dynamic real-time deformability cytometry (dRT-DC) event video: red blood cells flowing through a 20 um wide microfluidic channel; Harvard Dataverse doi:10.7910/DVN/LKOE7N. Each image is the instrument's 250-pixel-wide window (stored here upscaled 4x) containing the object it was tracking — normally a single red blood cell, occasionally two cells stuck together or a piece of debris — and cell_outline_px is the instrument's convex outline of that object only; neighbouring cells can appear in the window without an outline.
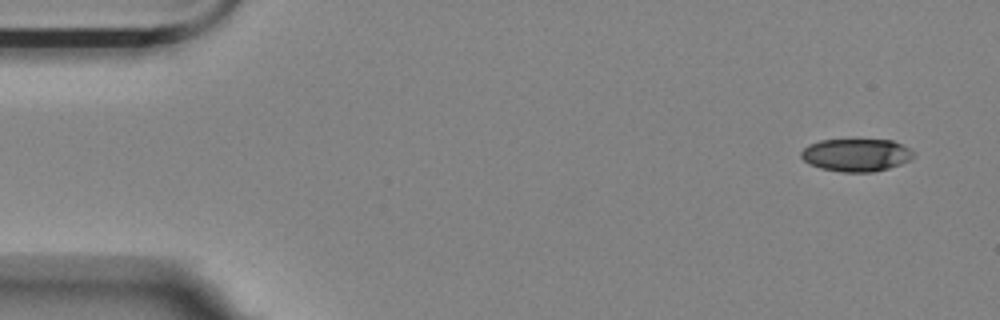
{"species": "Egyptian fruit bat (a non-hibernating species)", "species_latin": "Rousettus aegyptiacus", "temperature_condition": "room temperature", "stored_images_in_passage": 4, "camera_frame_rate_fps": 3000, "um_per_image_px": 0.085, "animal": {"sex": "female"}, "frame": {"image": 1, "passage_image": 1, "time_ms": 0.0, "image_size_px": [1000, 320], "cell_outline_px": [[916, 156], [900, 164], [888, 168], [872, 172], [840, 172], [820, 168], [808, 164], [800, 156], [800, 152], [804, 148], [820, 140], [892, 140], [908, 148]], "centroid_in_image_um": [72.75, 13.18], "position_along_channel_um": 12.2, "area_um2": 21.27}}
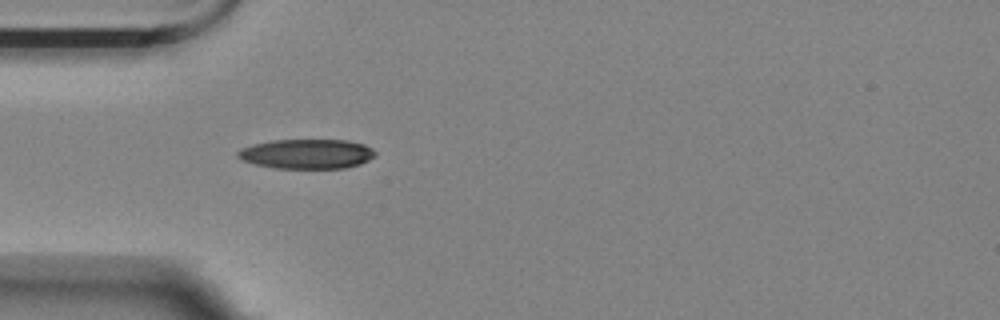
{"frame": {"image": 2, "passage_image": 4, "time_ms": 1.0, "image_size_px": [1000, 320], "cell_outline_px": [[376, 156], [360, 164], [344, 168], [276, 168], [256, 164], [240, 160], [236, 156], [236, 152], [240, 148], [252, 144], [272, 140], [348, 140], [364, 144], [372, 148], [376, 152]], "centroid_in_image_um": [26.06, 13.07], "position_along_channel_um": 58.9, "area_um2": 23.93}}